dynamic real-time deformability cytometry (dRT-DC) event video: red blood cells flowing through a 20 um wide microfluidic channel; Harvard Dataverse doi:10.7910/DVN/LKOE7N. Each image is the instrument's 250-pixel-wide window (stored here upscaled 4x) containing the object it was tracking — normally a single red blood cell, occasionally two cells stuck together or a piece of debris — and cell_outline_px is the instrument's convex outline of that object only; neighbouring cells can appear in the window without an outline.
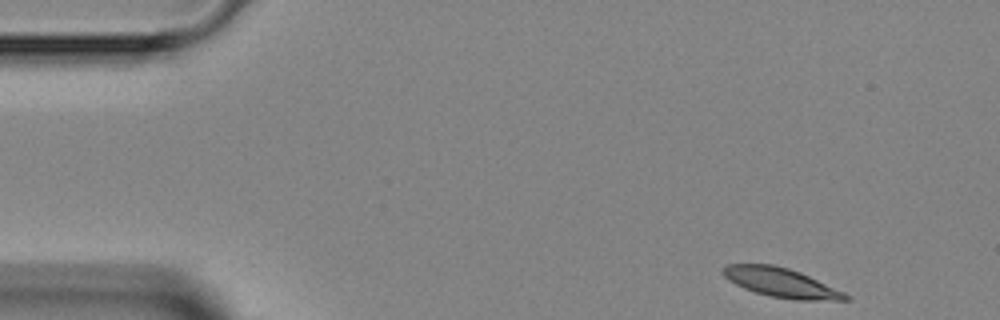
{"species": "Egyptian fruit bat (a non-hibernating species)", "species_latin": "Rousettus aegyptiacus", "temperature_condition": "room temperature", "stored_images_in_passage": 4, "segment_of_instrument_passage": [1, 2], "camera_frame_rate_fps": 3000, "um_per_image_px": 0.085, "animal": {"sex": "female"}, "frame": {"image": 1, "passage_image": 1, "time_ms": 0.0, "image_size_px": [1000, 320], "cell_outline_px": [[848, 300], [796, 300], [768, 296], [744, 288], [728, 280], [720, 272], [728, 264], [772, 264], [788, 268], [800, 272], [844, 292], [848, 296]], "centroid_in_image_um": [66.36, 24.02], "position_along_channel_um": 18.6, "area_um2": 20.69}}